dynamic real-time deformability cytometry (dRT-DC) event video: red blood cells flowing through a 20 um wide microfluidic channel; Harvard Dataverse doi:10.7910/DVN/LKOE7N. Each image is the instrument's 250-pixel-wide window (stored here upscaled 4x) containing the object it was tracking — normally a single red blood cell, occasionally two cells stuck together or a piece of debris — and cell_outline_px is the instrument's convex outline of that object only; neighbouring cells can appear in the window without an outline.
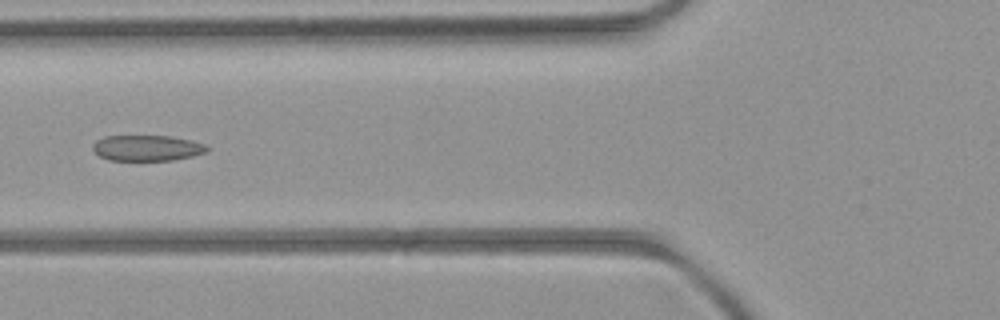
{"species": "common noctule bat (a hibernating species)", "species_latin": "Nyctalus noctula", "temperature_condition": "room temperature", "stored_images_in_passage": 7, "camera_frame_rate_fps": 3000, "um_per_image_px": 0.085, "animal": {"sex": "female", "body_mass_g": 21.9}, "frame": {"image": 1, "passage_image": 6, "time_ms": 6.0, "image_size_px": [1000, 320], "cell_outline_px": [[208, 152], [192, 156], [172, 160], [108, 160], [100, 156], [92, 148], [92, 144], [96, 140], [104, 136], [168, 136], [192, 140], [208, 144]], "centroid_in_image_um": [12.52, 12.57], "position_along_channel_um": 113.3, "area_um2": 17.22}}
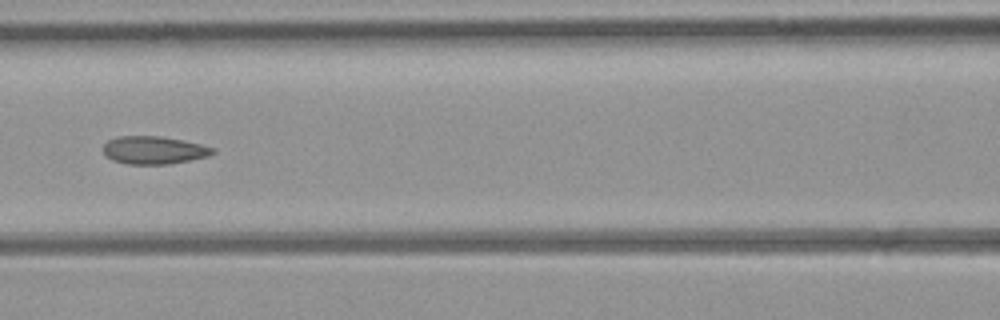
{"frame": {"image": 2, "passage_image": 7, "time_ms": 7.0, "image_size_px": [1000, 320], "cell_outline_px": [[216, 152], [208, 156], [168, 164], [128, 164], [112, 160], [104, 152], [104, 144], [108, 140], [120, 136], [160, 136], [184, 140], [216, 148]], "centroid_in_image_um": [13.11, 12.75], "position_along_channel_um": 153.5, "area_um2": 17.69}}